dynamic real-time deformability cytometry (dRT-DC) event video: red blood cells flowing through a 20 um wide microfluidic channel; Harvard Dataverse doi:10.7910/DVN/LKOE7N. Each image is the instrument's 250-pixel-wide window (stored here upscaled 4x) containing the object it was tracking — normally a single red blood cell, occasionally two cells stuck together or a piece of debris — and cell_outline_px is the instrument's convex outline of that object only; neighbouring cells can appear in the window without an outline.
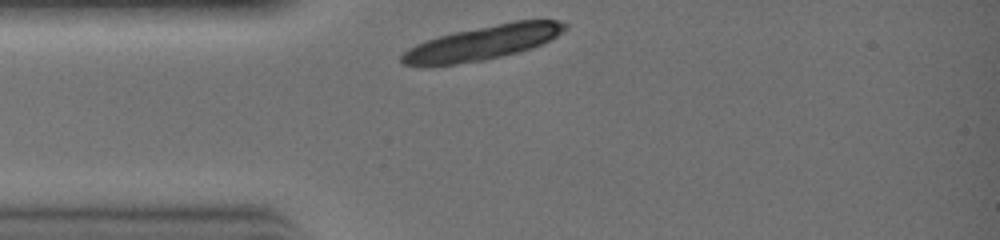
{"species": "common noctule bat (a hibernating species)", "species_latin": "Nyctalus noctula", "temperature_condition": "warm", "stored_images_in_passage": 17, "camera_frame_rate_fps": 3000, "um_per_image_px": 0.085, "animal": {"sex": "female", "body_mass_g": 19.0, "forearm_length_mm": 51.5}, "frame": {"image": 1, "passage_image": 1, "time_ms": 0.0, "image_size_px": [1000, 240], "cell_outline_px": [[568, 28], [556, 36], [532, 48], [520, 52], [484, 60], [456, 64], [424, 68], [420, 68], [404, 64], [400, 60], [400, 56], [408, 48], [416, 44], [452, 32], [516, 20], [560, 20], [568, 24]], "centroid_in_image_um": [40.98, 3.66], "position_along_channel_um": 44.0, "area_um2": 32.95}}